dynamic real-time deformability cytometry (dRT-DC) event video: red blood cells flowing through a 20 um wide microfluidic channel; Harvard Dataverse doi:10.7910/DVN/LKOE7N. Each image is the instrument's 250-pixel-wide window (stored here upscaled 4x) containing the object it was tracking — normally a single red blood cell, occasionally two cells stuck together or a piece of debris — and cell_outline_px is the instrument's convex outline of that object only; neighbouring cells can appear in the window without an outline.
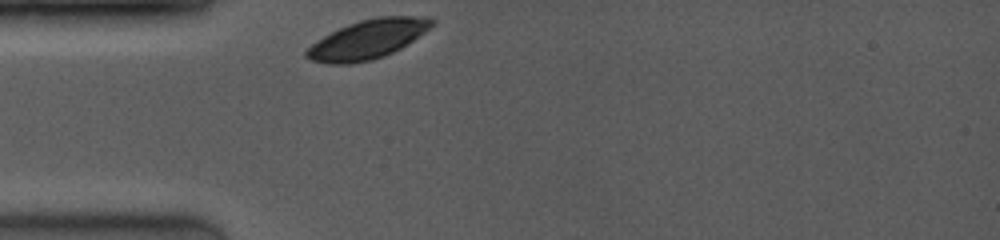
{"species": "common noctule bat (a hibernating species)", "species_latin": "Nyctalus noctula", "temperature_condition": "room temperature", "stored_images_in_passage": 20, "camera_frame_rate_fps": 4000, "um_per_image_px": 0.085, "animal": {"sex": "female", "body_mass_g": 19.0, "forearm_length_mm": 53.3}, "frame": {"image": 1, "passage_image": 1, "time_ms": 0.0, "image_size_px": [1000, 240], "cell_outline_px": [[436, 20], [424, 32], [400, 48], [384, 56], [372, 60], [348, 64], [332, 64], [312, 60], [304, 56], [304, 52], [312, 44], [324, 36], [348, 24], [360, 20], [380, 16], [432, 16]], "centroid_in_image_um": [31.27, 3.33], "position_along_channel_um": 53.7, "area_um2": 28.21}}
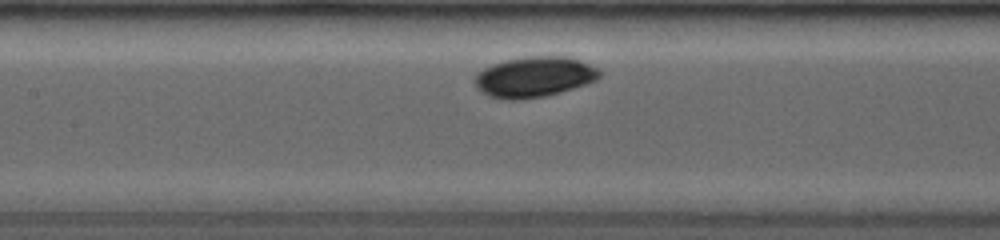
{"frame": {"image": 2, "passage_image": 15, "time_ms": 3.0, "image_size_px": [1000, 240], "cell_outline_px": [[600, 76], [596, 80], [560, 92], [544, 96], [520, 100], [508, 100], [488, 96], [476, 84], [476, 76], [484, 68], [492, 64], [524, 56], [568, 56], [588, 64], [596, 68], [600, 72]], "centroid_in_image_um": [45.42, 6.53], "position_along_channel_um": 162.0, "area_um2": 28.96}}